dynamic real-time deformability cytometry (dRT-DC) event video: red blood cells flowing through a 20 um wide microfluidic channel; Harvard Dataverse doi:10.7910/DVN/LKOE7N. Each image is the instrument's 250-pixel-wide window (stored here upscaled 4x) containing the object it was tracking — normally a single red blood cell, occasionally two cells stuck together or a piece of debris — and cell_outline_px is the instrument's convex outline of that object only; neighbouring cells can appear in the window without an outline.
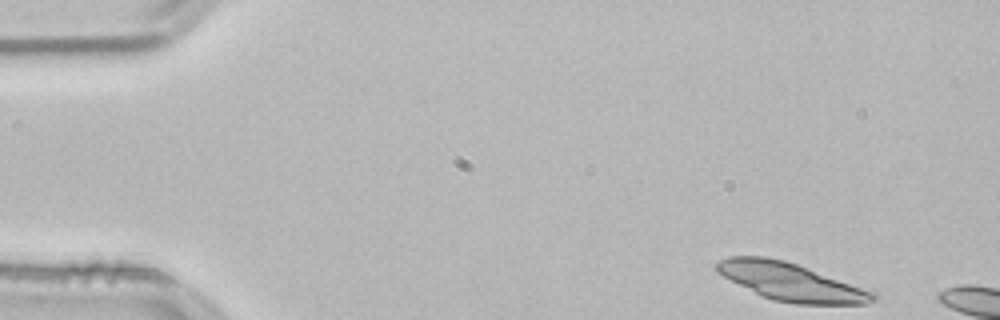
{"species": "common noctule bat (a hibernating species)", "species_latin": "Nyctalus noctula", "temperature_condition": "room temperature", "stored_images_in_passage": 7, "camera_frame_rate_fps": 3000, "um_per_image_px": 0.085, "animal": {"sex": "male", "body_mass_g": 21.5, "forearm_length_mm": 52.0}, "frame": {"image": 1, "passage_image": 1, "time_ms": 0.0, "image_size_px": [1000, 320], "cell_outline_px": [[876, 300], [868, 304], [796, 304], [772, 300], [716, 272], [716, 264], [720, 260], [728, 256], [764, 256], [784, 260], [796, 264], [876, 292]], "centroid_in_image_um": [67.26, 23.96], "position_along_channel_um": 17.7, "area_um2": 33.93}}